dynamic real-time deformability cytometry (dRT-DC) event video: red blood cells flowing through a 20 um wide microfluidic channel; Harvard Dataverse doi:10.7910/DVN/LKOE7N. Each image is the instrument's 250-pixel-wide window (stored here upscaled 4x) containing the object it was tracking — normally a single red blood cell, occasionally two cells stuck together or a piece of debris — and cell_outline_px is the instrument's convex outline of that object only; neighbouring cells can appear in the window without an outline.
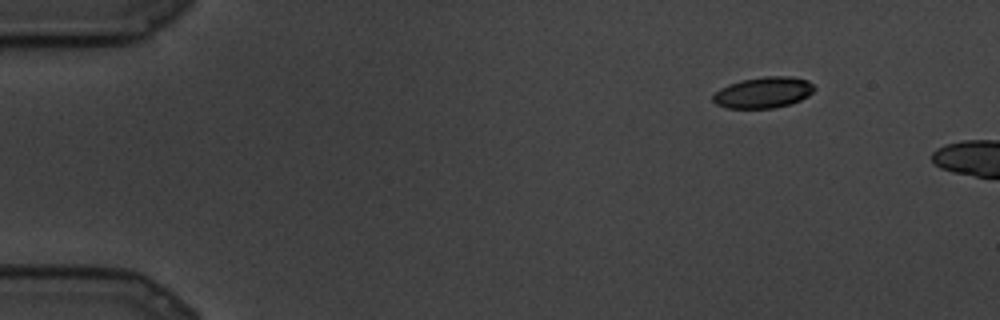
{"species": "common noctule bat (a hibernating species)", "species_latin": "Nyctalus noctula", "temperature_condition": "cold", "stored_images_in_passage": 8, "camera_frame_rate_fps": 3000, "um_per_image_px": 0.085, "animal": {"sex": "male", "body_mass_g": 19.5, "forearm_length_mm": 54.6}, "frame": {"image": 1, "passage_image": 1, "time_ms": 0.0, "image_size_px": [1000, 320], "cell_outline_px": [[816, 88], [808, 96], [800, 100], [788, 104], [772, 108], [724, 108], [716, 104], [712, 100], [712, 96], [720, 88], [728, 84], [740, 80], [764, 76], [792, 76], [808, 80]], "centroid_in_image_um": [64.87, 7.85], "position_along_channel_um": 20.1, "area_um2": 18.44}}